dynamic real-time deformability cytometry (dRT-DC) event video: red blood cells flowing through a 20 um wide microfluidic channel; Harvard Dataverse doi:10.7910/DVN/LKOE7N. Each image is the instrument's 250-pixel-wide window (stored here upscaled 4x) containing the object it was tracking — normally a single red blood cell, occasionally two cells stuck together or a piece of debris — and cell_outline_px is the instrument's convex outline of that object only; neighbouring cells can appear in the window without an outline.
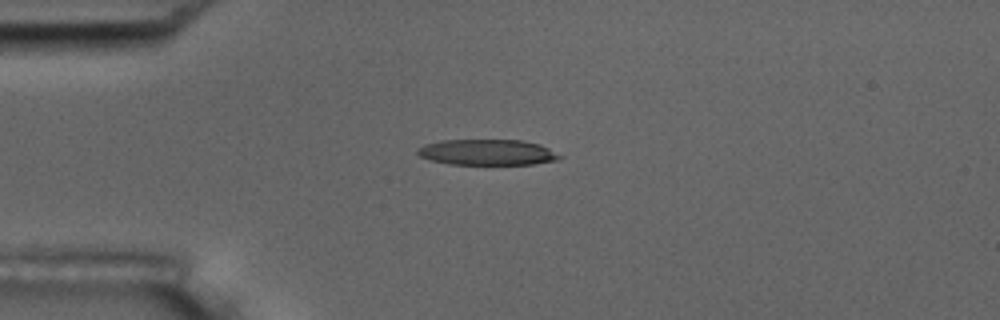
{"species": "common noctule bat (a hibernating species)", "species_latin": "Nyctalus noctula", "temperature_condition": "room temperature", "stored_images_in_passage": 1, "camera_frame_rate_fps": 3000, "um_per_image_px": 0.085, "animal": {"sex": "male", "body_mass_g": 17.5, "forearm_length_mm": 52.3}, "frame": {"image": 1, "passage_image": 1, "time_ms": 0.0, "image_size_px": [1000, 320], "cell_outline_px": [[564, 156], [556, 160], [532, 164], [452, 164], [432, 160], [420, 156], [416, 152], [416, 148], [424, 144], [440, 140], [520, 140], [540, 144]], "centroid_in_image_um": [41.41, 12.93], "position_along_channel_um": 43.6, "area_um2": 21.27}}